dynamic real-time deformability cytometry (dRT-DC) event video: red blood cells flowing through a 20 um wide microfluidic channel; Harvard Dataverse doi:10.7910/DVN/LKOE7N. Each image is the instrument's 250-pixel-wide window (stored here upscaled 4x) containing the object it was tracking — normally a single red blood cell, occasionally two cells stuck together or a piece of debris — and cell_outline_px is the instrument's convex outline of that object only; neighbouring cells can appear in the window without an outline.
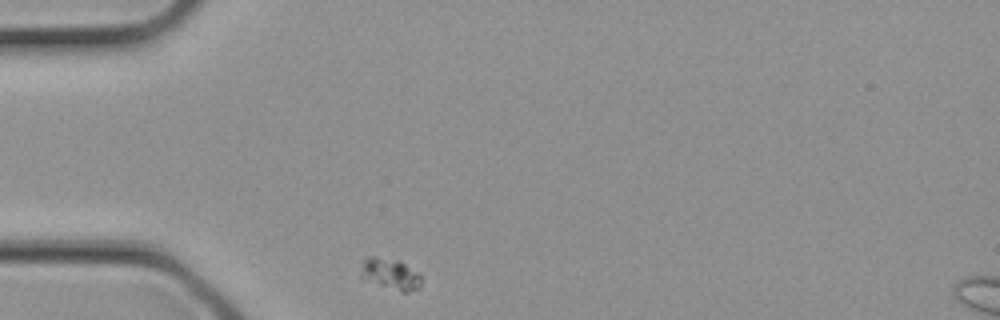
{"species": "common noctule bat (a hibernating species)", "species_latin": "Nyctalus noctula", "temperature_condition": "cold", "stored_images_in_passage": 2, "camera_frame_rate_fps": 3000, "um_per_image_px": 0.085, "animal": {"sex": "female", "body_mass_g": 21.9}, "frame": {"image": 1, "passage_image": 1, "time_ms": 0.0, "image_size_px": [1000, 320], "cell_outline_px": [[420, 288], [408, 292], [404, 292], [380, 284], [360, 276], [364, 260], [368, 256], [376, 256], [400, 260], [420, 272]], "centroid_in_image_um": [33.25, 23.25], "position_along_channel_um": 51.8, "area_um2": 10.81}}